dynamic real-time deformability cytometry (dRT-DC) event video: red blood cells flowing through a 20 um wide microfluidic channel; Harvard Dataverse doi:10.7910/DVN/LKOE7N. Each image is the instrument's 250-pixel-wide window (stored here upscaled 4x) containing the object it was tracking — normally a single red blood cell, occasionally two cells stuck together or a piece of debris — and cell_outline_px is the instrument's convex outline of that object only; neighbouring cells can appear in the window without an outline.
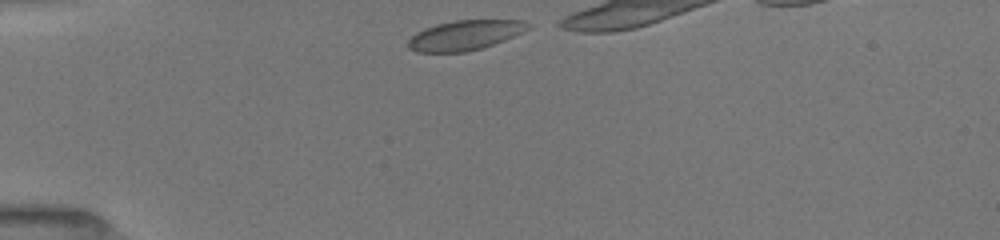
{"species": "common noctule bat (a hibernating species)", "species_latin": "Nyctalus noctula", "temperature_condition": "room temperature", "stored_images_in_passage": 19, "camera_frame_rate_fps": 3000, "um_per_image_px": 0.085, "animal": {"sex": "female", "body_mass_g": 19.5, "forearm_length_mm": 54.1}, "frame": {"image": 1, "passage_image": 1, "time_ms": 0.0, "image_size_px": [1000, 240], "cell_outline_px": [[532, 28], [524, 32], [504, 40], [480, 48], [464, 52], [416, 52], [408, 48], [408, 40], [416, 32], [424, 28], [436, 24], [452, 20], [524, 20], [532, 24]], "centroid_in_image_um": [39.54, 2.98], "position_along_channel_um": 45.5, "area_um2": 20.98}}
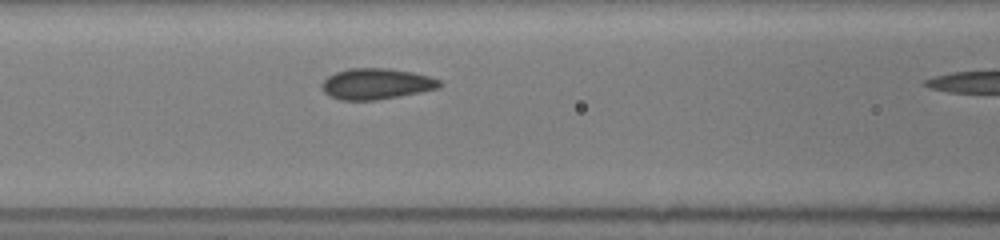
{"frame": {"image": 2, "passage_image": 16, "time_ms": 3.0, "image_size_px": [1000, 240], "cell_outline_px": [[444, 84], [440, 88], [400, 96], [376, 100], [340, 100], [328, 96], [320, 88], [320, 84], [328, 76], [336, 72], [348, 68], [388, 68], [412, 72], [428, 76], [440, 80]], "centroid_in_image_um": [31.97, 7.13], "position_along_channel_um": 134.6, "area_um2": 21.44}}